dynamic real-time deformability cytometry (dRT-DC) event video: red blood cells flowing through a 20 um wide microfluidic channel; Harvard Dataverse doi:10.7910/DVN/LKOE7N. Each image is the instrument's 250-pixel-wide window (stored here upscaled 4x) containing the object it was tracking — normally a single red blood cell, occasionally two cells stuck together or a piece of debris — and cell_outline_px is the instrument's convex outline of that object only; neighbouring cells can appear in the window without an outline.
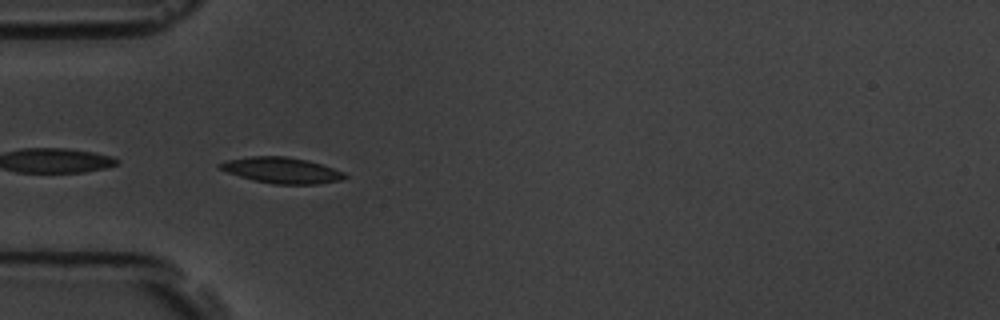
{"species": "common noctule bat (a hibernating species)", "species_latin": "Nyctalus noctula", "temperature_condition": "room temperature", "stored_images_in_passage": 40, "camera_frame_rate_fps": 3000, "um_per_image_px": 0.085, "animal": {"sex": "male", "body_mass_g": 19.5, "forearm_length_mm": 54.6}, "frame": {"image": 1, "passage_image": 1, "time_ms": 0.0, "image_size_px": [1000, 320], "cell_outline_px": [[348, 176], [340, 180], [316, 184], [272, 184], [252, 180], [216, 168], [216, 164], [228, 160], [252, 156], [288, 156], [308, 160], [344, 172]], "centroid_in_image_um": [23.91, 14.47], "position_along_channel_um": 61.1, "area_um2": 18.84}}
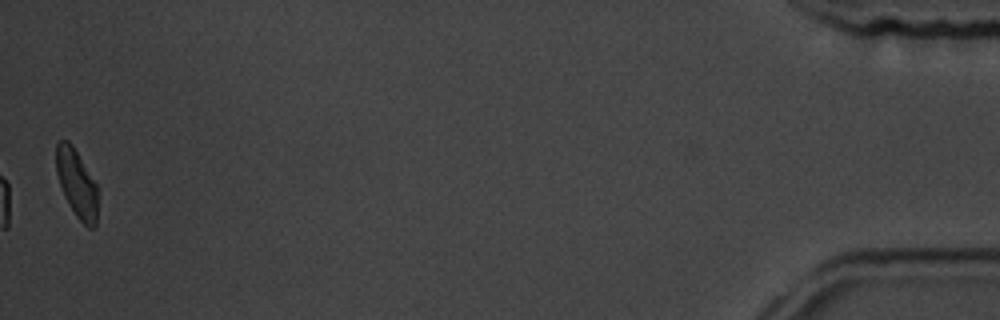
{"frame": {"image": 2, "passage_image": 40, "time_ms": 13.0, "image_size_px": [1000, 320], "cell_outline_px": [[96, 228], [88, 228], [76, 216], [64, 196], [56, 172], [56, 144], [60, 140], [68, 140], [72, 144], [96, 184]], "centroid_in_image_um": [6.5, 15.59], "position_along_channel_um": 428.7, "area_um2": 16.18}, "authors_computed_cell_mechanics": {"area_um2": 17.6868, "velocity_mm_per_s": 3.5799, "shape_relaxation_time_tau1_ms": 2.1988, "shape_relaxation_time_tau2_ms": 3.7018, "deformation_change_tau1": 0.111, "deformation_change_tau2": 0.074}}